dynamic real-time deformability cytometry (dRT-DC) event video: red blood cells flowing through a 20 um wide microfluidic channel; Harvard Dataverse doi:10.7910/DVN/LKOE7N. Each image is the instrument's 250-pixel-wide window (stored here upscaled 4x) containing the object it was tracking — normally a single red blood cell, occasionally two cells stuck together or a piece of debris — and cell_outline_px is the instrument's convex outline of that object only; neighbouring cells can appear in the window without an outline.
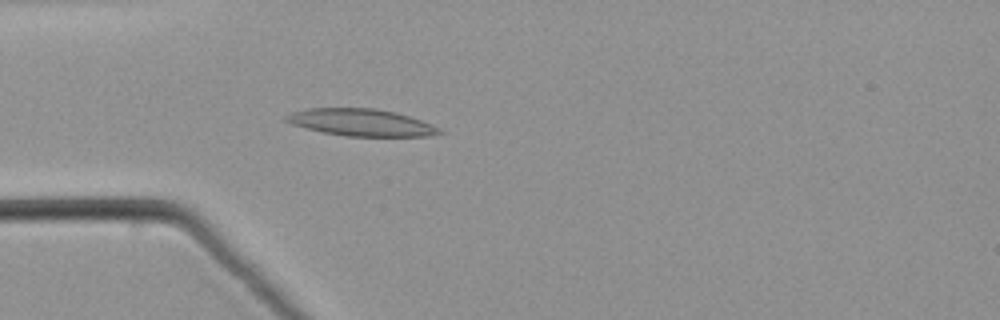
{"species": "common noctule bat (a hibernating species)", "species_latin": "Nyctalus noctula", "temperature_condition": "warm", "stored_images_in_passage": 53, "camera_frame_rate_fps": 3000, "um_per_image_px": 0.085, "animal": {"sex": "male", "body_mass_g": 21.5, "forearm_length_mm": 52.0}, "frame": {"image": 1, "passage_image": 16, "time_ms": 5.0, "image_size_px": [1000, 320], "cell_outline_px": [[444, 132], [428, 136], [344, 136], [324, 132], [292, 124], [284, 120], [284, 116], [292, 112], [308, 108], [376, 108], [396, 112], [432, 124], [440, 128]], "centroid_in_image_um": [30.7, 10.4], "position_along_channel_um": 54.3, "area_um2": 24.04}}
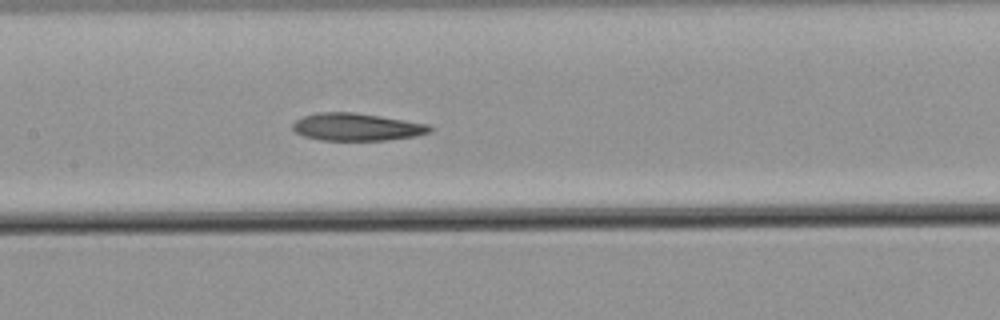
{"frame": {"image": 2, "passage_image": 26, "time_ms": 8.333, "image_size_px": [1000, 320], "cell_outline_px": [[432, 132], [416, 136], [388, 140], [320, 140], [304, 136], [296, 132], [292, 128], [292, 124], [296, 120], [304, 116], [316, 112], [352, 112], [380, 116], [432, 124]], "centroid_in_image_um": [30.36, 10.79], "position_along_channel_um": 177.0, "area_um2": 22.14}}
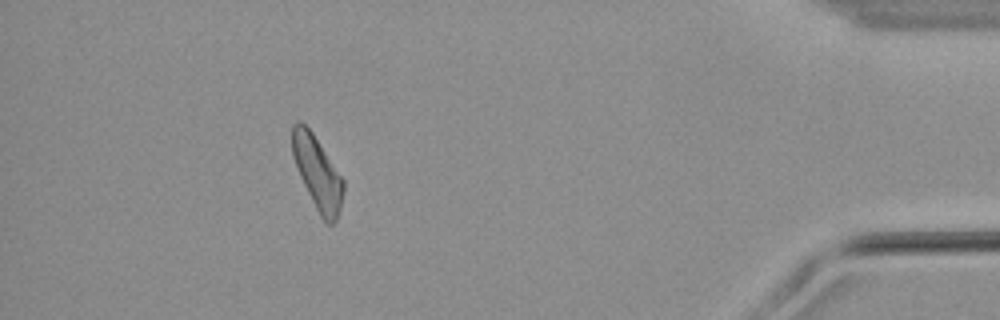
{"frame": {"image": 3, "passage_image": 48, "time_ms": 15.667, "image_size_px": [1000, 320], "cell_outline_px": [[344, 192], [340, 208], [336, 220], [332, 224], [328, 224], [320, 216], [296, 168], [292, 156], [292, 124], [300, 120], [312, 132], [344, 180]], "centroid_in_image_um": [26.97, 14.68], "position_along_channel_um": 408.2, "area_um2": 21.5}}